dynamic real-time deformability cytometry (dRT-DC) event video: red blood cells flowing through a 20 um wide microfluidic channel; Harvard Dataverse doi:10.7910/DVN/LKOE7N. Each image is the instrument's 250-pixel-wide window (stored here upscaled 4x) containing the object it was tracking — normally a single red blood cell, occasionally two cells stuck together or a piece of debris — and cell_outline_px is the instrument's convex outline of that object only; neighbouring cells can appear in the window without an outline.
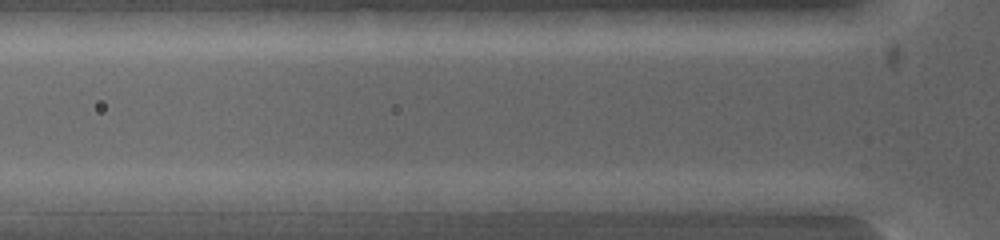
{"species": "common noctule bat (a hibernating species)", "species_latin": "Nyctalus noctula", "temperature_condition": "warm", "stored_images_in_passage": 7, "segment_of_instrument_passage": [2, 2], "camera_frame_rate_fps": 5000, "um_per_image_px": 0.085, "animal": {"sex": "female", "body_mass_g": 19.0, "forearm_length_mm": 53.3}, "frame": {"image": 1, "passage_image": 7, "time_ms": 1.6, "image_size_px": [1000, 240], "cell_outline_px": [[596, 200], [564, 212], [524, 216], [492, 200], [536, 192], [592, 192], [596, 196]], "centroid_in_image_um": [46.43, 17.19], "position_along_channel_um": 79.4, "area_um2": 11.96}}